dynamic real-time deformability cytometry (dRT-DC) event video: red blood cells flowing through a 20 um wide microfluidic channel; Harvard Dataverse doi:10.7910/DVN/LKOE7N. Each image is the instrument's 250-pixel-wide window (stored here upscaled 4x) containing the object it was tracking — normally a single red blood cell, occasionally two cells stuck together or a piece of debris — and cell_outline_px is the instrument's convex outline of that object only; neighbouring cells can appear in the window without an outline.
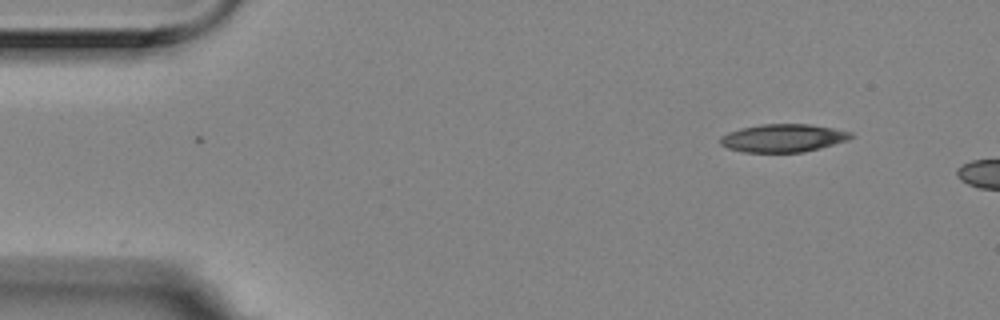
{"species": "Egyptian fruit bat (a non-hibernating species)", "species_latin": "Rousettus aegyptiacus", "temperature_condition": "room temperature", "stored_images_in_passage": 5, "camera_frame_rate_fps": 3000, "um_per_image_px": 0.085, "animal": {"sex": "female"}, "frame": {"image": 1, "passage_image": 1, "time_ms": 0.0, "image_size_px": [1000, 320], "cell_outline_px": [[852, 136], [848, 140], [820, 148], [804, 152], [744, 152], [728, 148], [720, 144], [720, 136], [728, 132], [740, 128], [760, 124], [808, 124], [832, 128], [852, 132]], "centroid_in_image_um": [66.54, 11.73], "position_along_channel_um": 18.5, "area_um2": 21.27}}